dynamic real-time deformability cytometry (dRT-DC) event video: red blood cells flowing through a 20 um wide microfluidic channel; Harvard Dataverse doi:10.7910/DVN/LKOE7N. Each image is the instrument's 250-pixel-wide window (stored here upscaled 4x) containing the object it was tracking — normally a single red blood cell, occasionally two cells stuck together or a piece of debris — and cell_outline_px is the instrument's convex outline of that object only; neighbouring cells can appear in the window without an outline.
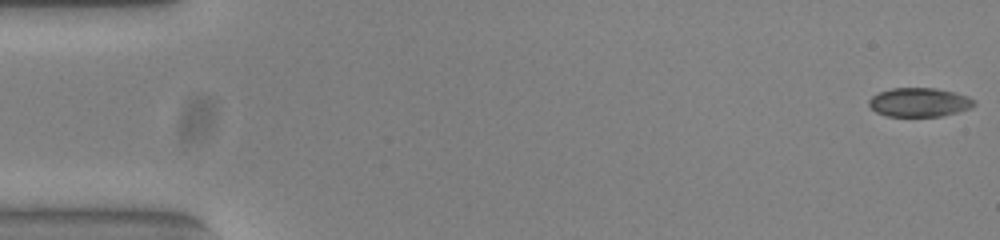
{"species": "common noctule bat (a hibernating species)", "species_latin": "Nyctalus noctula", "temperature_condition": "warm", "stored_images_in_passage": 17, "camera_frame_rate_fps": 3000, "um_per_image_px": 0.085, "animal": {"sex": "female", "body_mass_g": 23.0, "forearm_length_mm": 53.4}, "frame": {"image": 1, "passage_image": 1, "time_ms": 0.0, "image_size_px": [1000, 240], "cell_outline_px": [[976, 104], [972, 108], [940, 116], [888, 116], [876, 112], [868, 104], [868, 100], [872, 96], [880, 92], [892, 88], [936, 88], [956, 92], [968, 96], [976, 100]], "centroid_in_image_um": [78.17, 8.69], "position_along_channel_um": 6.8, "area_um2": 17.8}}